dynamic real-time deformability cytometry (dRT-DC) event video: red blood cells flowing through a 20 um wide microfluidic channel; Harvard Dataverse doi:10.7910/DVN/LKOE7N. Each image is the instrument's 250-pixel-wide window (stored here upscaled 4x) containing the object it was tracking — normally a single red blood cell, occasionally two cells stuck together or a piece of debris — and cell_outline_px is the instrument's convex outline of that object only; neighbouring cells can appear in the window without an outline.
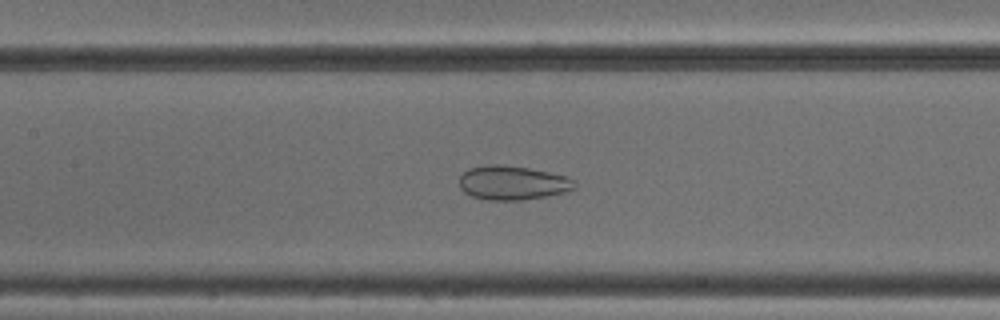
{"species": "common noctule bat (a hibernating species)", "species_latin": "Nyctalus noctula", "temperature_condition": "cold", "stored_images_in_passage": 51, "camera_frame_rate_fps": 3000, "um_per_image_px": 0.085, "animal": {"sex": "male", "body_mass_g": 18.8}, "frame": {"image": 1, "passage_image": 23, "time_ms": 7.333, "image_size_px": [1000, 320], "cell_outline_px": [[576, 188], [564, 192], [548, 196], [520, 200], [492, 200], [472, 196], [464, 192], [460, 188], [460, 176], [468, 168], [488, 164], [500, 164], [528, 168], [568, 176], [576, 184]], "centroid_in_image_um": [43.56, 15.53], "position_along_channel_um": 163.8, "area_um2": 22.89}}
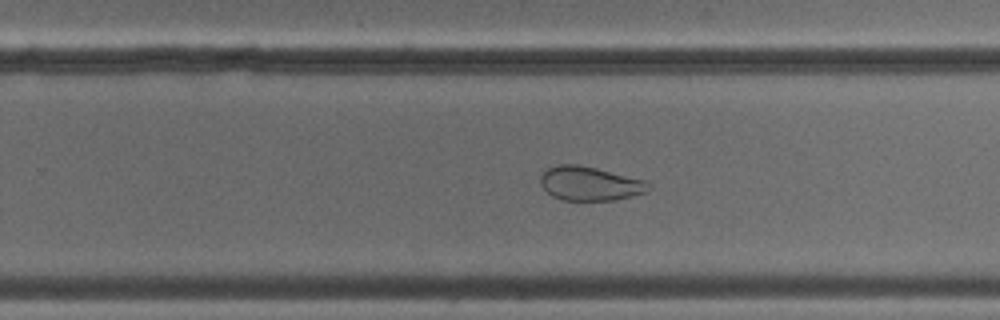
{"frame": {"image": 2, "passage_image": 32, "time_ms": 10.333, "image_size_px": [1000, 320], "cell_outline_px": [[652, 188], [644, 192], [632, 196], [616, 200], [560, 200], [552, 196], [540, 184], [540, 176], [548, 168], [556, 164], [576, 164], [596, 168], [644, 180], [652, 184]], "centroid_in_image_um": [50.13, 15.6], "position_along_channel_um": 279.7, "area_um2": 21.44}}
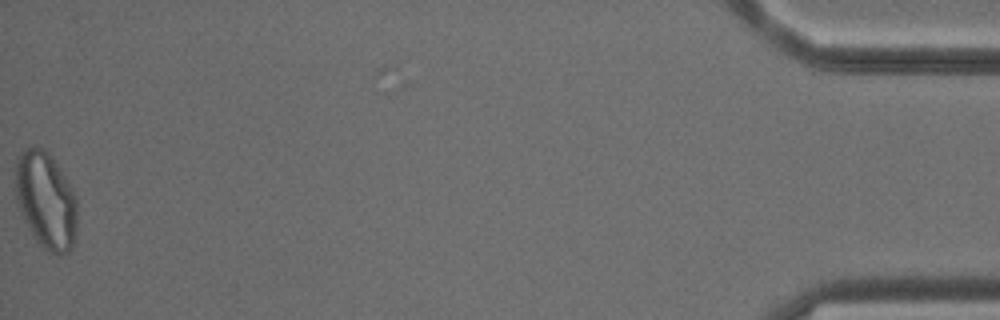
{"frame": {"image": 3, "passage_image": 51, "time_ms": 16.667, "image_size_px": [1000, 320], "cell_outline_px": [[76, 232], [72, 248], [68, 252], [60, 256], [48, 252], [32, 236], [16, 204], [16, 160], [20, 152], [24, 148], [32, 144], [48, 152], [52, 156], [72, 188], [76, 196]], "centroid_in_image_um": [3.89, 17.03], "position_along_channel_um": 431.3, "area_um2": 35.26}}